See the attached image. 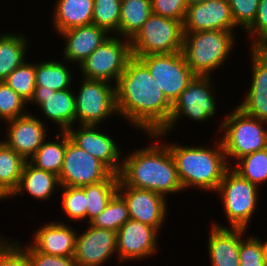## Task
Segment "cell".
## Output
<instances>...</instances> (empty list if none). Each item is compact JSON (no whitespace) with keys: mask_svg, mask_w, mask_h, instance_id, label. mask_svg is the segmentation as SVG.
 <instances>
[{"mask_svg":"<svg viewBox=\"0 0 267 266\" xmlns=\"http://www.w3.org/2000/svg\"><path fill=\"white\" fill-rule=\"evenodd\" d=\"M0 266H30L25 250L14 240L0 234Z\"/></svg>","mask_w":267,"mask_h":266,"instance_id":"39","label":"cell"},{"mask_svg":"<svg viewBox=\"0 0 267 266\" xmlns=\"http://www.w3.org/2000/svg\"><path fill=\"white\" fill-rule=\"evenodd\" d=\"M6 124V134L2 141L15 150L27 161L35 154L42 143L50 137L48 135V123L35 116L34 113H28L24 116L4 122ZM47 125V126H46Z\"/></svg>","mask_w":267,"mask_h":266,"instance_id":"17","label":"cell"},{"mask_svg":"<svg viewBox=\"0 0 267 266\" xmlns=\"http://www.w3.org/2000/svg\"><path fill=\"white\" fill-rule=\"evenodd\" d=\"M131 57L130 40L110 35L77 69L81 78L116 84Z\"/></svg>","mask_w":267,"mask_h":266,"instance_id":"9","label":"cell"},{"mask_svg":"<svg viewBox=\"0 0 267 266\" xmlns=\"http://www.w3.org/2000/svg\"><path fill=\"white\" fill-rule=\"evenodd\" d=\"M257 238L260 240L263 249L265 266H267V239L264 241L261 237L259 238V236Z\"/></svg>","mask_w":267,"mask_h":266,"instance_id":"44","label":"cell"},{"mask_svg":"<svg viewBox=\"0 0 267 266\" xmlns=\"http://www.w3.org/2000/svg\"><path fill=\"white\" fill-rule=\"evenodd\" d=\"M137 58L147 66L151 76L172 105L196 76L186 63L182 51L150 54Z\"/></svg>","mask_w":267,"mask_h":266,"instance_id":"11","label":"cell"},{"mask_svg":"<svg viewBox=\"0 0 267 266\" xmlns=\"http://www.w3.org/2000/svg\"><path fill=\"white\" fill-rule=\"evenodd\" d=\"M237 28L228 0H208L190 5L183 22L184 32L225 30L236 34Z\"/></svg>","mask_w":267,"mask_h":266,"instance_id":"20","label":"cell"},{"mask_svg":"<svg viewBox=\"0 0 267 266\" xmlns=\"http://www.w3.org/2000/svg\"><path fill=\"white\" fill-rule=\"evenodd\" d=\"M205 1H208V0H187V5L188 6H190V5H196V4L203 3Z\"/></svg>","mask_w":267,"mask_h":266,"instance_id":"45","label":"cell"},{"mask_svg":"<svg viewBox=\"0 0 267 266\" xmlns=\"http://www.w3.org/2000/svg\"><path fill=\"white\" fill-rule=\"evenodd\" d=\"M53 60H41L35 63L36 87L51 88L55 91L70 89L74 83V72L69 62L59 58ZM67 63V64H66ZM71 69V70H70ZM73 74V75H72Z\"/></svg>","mask_w":267,"mask_h":266,"instance_id":"27","label":"cell"},{"mask_svg":"<svg viewBox=\"0 0 267 266\" xmlns=\"http://www.w3.org/2000/svg\"><path fill=\"white\" fill-rule=\"evenodd\" d=\"M19 96L29 102L34 94L35 84V63L27 60L13 70L4 80Z\"/></svg>","mask_w":267,"mask_h":266,"instance_id":"36","label":"cell"},{"mask_svg":"<svg viewBox=\"0 0 267 266\" xmlns=\"http://www.w3.org/2000/svg\"><path fill=\"white\" fill-rule=\"evenodd\" d=\"M30 39L22 32H2L0 34V81L27 60ZM27 53V54H26Z\"/></svg>","mask_w":267,"mask_h":266,"instance_id":"26","label":"cell"},{"mask_svg":"<svg viewBox=\"0 0 267 266\" xmlns=\"http://www.w3.org/2000/svg\"><path fill=\"white\" fill-rule=\"evenodd\" d=\"M249 48H264L267 51V0H260L253 24L245 31Z\"/></svg>","mask_w":267,"mask_h":266,"instance_id":"38","label":"cell"},{"mask_svg":"<svg viewBox=\"0 0 267 266\" xmlns=\"http://www.w3.org/2000/svg\"><path fill=\"white\" fill-rule=\"evenodd\" d=\"M129 219L127 203L117 192L110 199L105 210L97 215L89 224L117 232Z\"/></svg>","mask_w":267,"mask_h":266,"instance_id":"33","label":"cell"},{"mask_svg":"<svg viewBox=\"0 0 267 266\" xmlns=\"http://www.w3.org/2000/svg\"><path fill=\"white\" fill-rule=\"evenodd\" d=\"M77 231L74 260L78 266H104L113 255L117 258V232L87 224ZM106 262V263H105ZM104 264V265H103Z\"/></svg>","mask_w":267,"mask_h":266,"instance_id":"16","label":"cell"},{"mask_svg":"<svg viewBox=\"0 0 267 266\" xmlns=\"http://www.w3.org/2000/svg\"><path fill=\"white\" fill-rule=\"evenodd\" d=\"M117 192L124 198L128 207L129 218L155 227L162 232L167 218V198L161 194L127 186L120 178Z\"/></svg>","mask_w":267,"mask_h":266,"instance_id":"15","label":"cell"},{"mask_svg":"<svg viewBox=\"0 0 267 266\" xmlns=\"http://www.w3.org/2000/svg\"><path fill=\"white\" fill-rule=\"evenodd\" d=\"M144 135L151 142L123 155L119 178L127 186L153 191L165 198L184 192L166 143L156 133Z\"/></svg>","mask_w":267,"mask_h":266,"instance_id":"2","label":"cell"},{"mask_svg":"<svg viewBox=\"0 0 267 266\" xmlns=\"http://www.w3.org/2000/svg\"><path fill=\"white\" fill-rule=\"evenodd\" d=\"M55 138L52 141L47 138L28 161L39 169L59 176L66 152V131L56 133Z\"/></svg>","mask_w":267,"mask_h":266,"instance_id":"28","label":"cell"},{"mask_svg":"<svg viewBox=\"0 0 267 266\" xmlns=\"http://www.w3.org/2000/svg\"><path fill=\"white\" fill-rule=\"evenodd\" d=\"M236 35L225 30L184 32L182 53L186 63L196 75L213 76L230 56L233 58Z\"/></svg>","mask_w":267,"mask_h":266,"instance_id":"4","label":"cell"},{"mask_svg":"<svg viewBox=\"0 0 267 266\" xmlns=\"http://www.w3.org/2000/svg\"><path fill=\"white\" fill-rule=\"evenodd\" d=\"M112 174L104 163L74 144L66 132V152L58 176L60 186L83 187L102 182Z\"/></svg>","mask_w":267,"mask_h":266,"instance_id":"12","label":"cell"},{"mask_svg":"<svg viewBox=\"0 0 267 266\" xmlns=\"http://www.w3.org/2000/svg\"><path fill=\"white\" fill-rule=\"evenodd\" d=\"M259 191H261L259 187L241 177L230 167L215 192L217 195L220 194L228 225L222 222L218 224L215 220L211 223L218 227L248 229L258 209Z\"/></svg>","mask_w":267,"mask_h":266,"instance_id":"6","label":"cell"},{"mask_svg":"<svg viewBox=\"0 0 267 266\" xmlns=\"http://www.w3.org/2000/svg\"><path fill=\"white\" fill-rule=\"evenodd\" d=\"M60 187L59 177L56 174L39 169L27 161L17 188L7 199L20 197L19 195L27 193L28 196H32L42 203L52 199V196L60 191Z\"/></svg>","mask_w":267,"mask_h":266,"instance_id":"24","label":"cell"},{"mask_svg":"<svg viewBox=\"0 0 267 266\" xmlns=\"http://www.w3.org/2000/svg\"><path fill=\"white\" fill-rule=\"evenodd\" d=\"M7 200L1 193H0V202Z\"/></svg>","mask_w":267,"mask_h":266,"instance_id":"46","label":"cell"},{"mask_svg":"<svg viewBox=\"0 0 267 266\" xmlns=\"http://www.w3.org/2000/svg\"><path fill=\"white\" fill-rule=\"evenodd\" d=\"M65 222V223H64ZM77 229L66 221H49L33 231L30 243L39 251L48 255L73 257Z\"/></svg>","mask_w":267,"mask_h":266,"instance_id":"21","label":"cell"},{"mask_svg":"<svg viewBox=\"0 0 267 266\" xmlns=\"http://www.w3.org/2000/svg\"><path fill=\"white\" fill-rule=\"evenodd\" d=\"M220 122L215 136L219 135L230 167L243 156L267 147V122L245 114L237 105Z\"/></svg>","mask_w":267,"mask_h":266,"instance_id":"5","label":"cell"},{"mask_svg":"<svg viewBox=\"0 0 267 266\" xmlns=\"http://www.w3.org/2000/svg\"><path fill=\"white\" fill-rule=\"evenodd\" d=\"M159 236L155 227L129 219L117 231V262L124 264L152 258L160 251Z\"/></svg>","mask_w":267,"mask_h":266,"instance_id":"13","label":"cell"},{"mask_svg":"<svg viewBox=\"0 0 267 266\" xmlns=\"http://www.w3.org/2000/svg\"><path fill=\"white\" fill-rule=\"evenodd\" d=\"M102 130L100 126L74 125L66 132L74 144L104 163L114 174L119 175L123 151L117 144L118 141L115 142L117 139Z\"/></svg>","mask_w":267,"mask_h":266,"instance_id":"14","label":"cell"},{"mask_svg":"<svg viewBox=\"0 0 267 266\" xmlns=\"http://www.w3.org/2000/svg\"><path fill=\"white\" fill-rule=\"evenodd\" d=\"M187 0H151L152 13L184 22Z\"/></svg>","mask_w":267,"mask_h":266,"instance_id":"43","label":"cell"},{"mask_svg":"<svg viewBox=\"0 0 267 266\" xmlns=\"http://www.w3.org/2000/svg\"><path fill=\"white\" fill-rule=\"evenodd\" d=\"M115 94L118 117L142 134L161 132L168 125L172 104L139 58L128 60Z\"/></svg>","mask_w":267,"mask_h":266,"instance_id":"1","label":"cell"},{"mask_svg":"<svg viewBox=\"0 0 267 266\" xmlns=\"http://www.w3.org/2000/svg\"><path fill=\"white\" fill-rule=\"evenodd\" d=\"M151 14V0H121L118 36L131 40Z\"/></svg>","mask_w":267,"mask_h":266,"instance_id":"29","label":"cell"},{"mask_svg":"<svg viewBox=\"0 0 267 266\" xmlns=\"http://www.w3.org/2000/svg\"><path fill=\"white\" fill-rule=\"evenodd\" d=\"M118 183L119 175L113 173L102 182L82 187L87 203L86 224L105 210L110 199L117 193Z\"/></svg>","mask_w":267,"mask_h":266,"instance_id":"31","label":"cell"},{"mask_svg":"<svg viewBox=\"0 0 267 266\" xmlns=\"http://www.w3.org/2000/svg\"><path fill=\"white\" fill-rule=\"evenodd\" d=\"M209 226L206 240L209 266H240L239 247L247 229Z\"/></svg>","mask_w":267,"mask_h":266,"instance_id":"23","label":"cell"},{"mask_svg":"<svg viewBox=\"0 0 267 266\" xmlns=\"http://www.w3.org/2000/svg\"><path fill=\"white\" fill-rule=\"evenodd\" d=\"M239 259L240 266H265L263 249L257 236L249 235L247 232L241 239Z\"/></svg>","mask_w":267,"mask_h":266,"instance_id":"41","label":"cell"},{"mask_svg":"<svg viewBox=\"0 0 267 266\" xmlns=\"http://www.w3.org/2000/svg\"><path fill=\"white\" fill-rule=\"evenodd\" d=\"M168 146L175 161L179 181L183 190L200 189L215 193L225 172L230 168L220 138L213 136V144L203 146L183 145L179 142H166L170 134L156 133ZM209 146V147H208Z\"/></svg>","mask_w":267,"mask_h":266,"instance_id":"3","label":"cell"},{"mask_svg":"<svg viewBox=\"0 0 267 266\" xmlns=\"http://www.w3.org/2000/svg\"><path fill=\"white\" fill-rule=\"evenodd\" d=\"M26 162L0 138V193L6 199L17 188Z\"/></svg>","mask_w":267,"mask_h":266,"instance_id":"30","label":"cell"},{"mask_svg":"<svg viewBox=\"0 0 267 266\" xmlns=\"http://www.w3.org/2000/svg\"><path fill=\"white\" fill-rule=\"evenodd\" d=\"M58 193L62 194L60 198L61 210L65 213L68 221L72 220L77 223L82 220L86 224L87 203L84 189L82 187L61 186Z\"/></svg>","mask_w":267,"mask_h":266,"instance_id":"34","label":"cell"},{"mask_svg":"<svg viewBox=\"0 0 267 266\" xmlns=\"http://www.w3.org/2000/svg\"><path fill=\"white\" fill-rule=\"evenodd\" d=\"M231 168L261 189L267 183V147L243 156Z\"/></svg>","mask_w":267,"mask_h":266,"instance_id":"32","label":"cell"},{"mask_svg":"<svg viewBox=\"0 0 267 266\" xmlns=\"http://www.w3.org/2000/svg\"><path fill=\"white\" fill-rule=\"evenodd\" d=\"M52 12V28L60 32L92 24L94 0H55Z\"/></svg>","mask_w":267,"mask_h":266,"instance_id":"25","label":"cell"},{"mask_svg":"<svg viewBox=\"0 0 267 266\" xmlns=\"http://www.w3.org/2000/svg\"><path fill=\"white\" fill-rule=\"evenodd\" d=\"M213 76L196 75L186 89H184L172 105L168 125L161 131L171 133L177 127L180 119H191L195 123H205L218 114L219 105ZM217 97V98H215ZM218 106V107H217Z\"/></svg>","mask_w":267,"mask_h":266,"instance_id":"7","label":"cell"},{"mask_svg":"<svg viewBox=\"0 0 267 266\" xmlns=\"http://www.w3.org/2000/svg\"><path fill=\"white\" fill-rule=\"evenodd\" d=\"M37 106L44 120L58 126V131H67L76 125V106L74 87L61 91L51 88L35 87L28 106ZM40 108V109H39ZM51 121V122H50Z\"/></svg>","mask_w":267,"mask_h":266,"instance_id":"18","label":"cell"},{"mask_svg":"<svg viewBox=\"0 0 267 266\" xmlns=\"http://www.w3.org/2000/svg\"><path fill=\"white\" fill-rule=\"evenodd\" d=\"M60 35L65 40L61 58L78 66L110 36L104 28L94 24L75 27L57 36Z\"/></svg>","mask_w":267,"mask_h":266,"instance_id":"22","label":"cell"},{"mask_svg":"<svg viewBox=\"0 0 267 266\" xmlns=\"http://www.w3.org/2000/svg\"><path fill=\"white\" fill-rule=\"evenodd\" d=\"M183 22L151 14L130 40L133 57L182 51Z\"/></svg>","mask_w":267,"mask_h":266,"instance_id":"8","label":"cell"},{"mask_svg":"<svg viewBox=\"0 0 267 266\" xmlns=\"http://www.w3.org/2000/svg\"><path fill=\"white\" fill-rule=\"evenodd\" d=\"M77 89H74L76 125L101 126L109 118L118 116L115 84L82 78Z\"/></svg>","mask_w":267,"mask_h":266,"instance_id":"10","label":"cell"},{"mask_svg":"<svg viewBox=\"0 0 267 266\" xmlns=\"http://www.w3.org/2000/svg\"><path fill=\"white\" fill-rule=\"evenodd\" d=\"M251 80L245 98L237 104L245 114L267 122V51L264 48H251ZM251 52V53H250Z\"/></svg>","mask_w":267,"mask_h":266,"instance_id":"19","label":"cell"},{"mask_svg":"<svg viewBox=\"0 0 267 266\" xmlns=\"http://www.w3.org/2000/svg\"><path fill=\"white\" fill-rule=\"evenodd\" d=\"M28 102L19 96L11 87L0 81V121L6 122L30 112Z\"/></svg>","mask_w":267,"mask_h":266,"instance_id":"37","label":"cell"},{"mask_svg":"<svg viewBox=\"0 0 267 266\" xmlns=\"http://www.w3.org/2000/svg\"><path fill=\"white\" fill-rule=\"evenodd\" d=\"M260 0H228L235 25L246 31L255 21Z\"/></svg>","mask_w":267,"mask_h":266,"instance_id":"40","label":"cell"},{"mask_svg":"<svg viewBox=\"0 0 267 266\" xmlns=\"http://www.w3.org/2000/svg\"><path fill=\"white\" fill-rule=\"evenodd\" d=\"M121 0H94L92 24L118 36Z\"/></svg>","mask_w":267,"mask_h":266,"instance_id":"35","label":"cell"},{"mask_svg":"<svg viewBox=\"0 0 267 266\" xmlns=\"http://www.w3.org/2000/svg\"><path fill=\"white\" fill-rule=\"evenodd\" d=\"M26 252L30 266H78L73 257H60L39 252L31 243L14 239Z\"/></svg>","mask_w":267,"mask_h":266,"instance_id":"42","label":"cell"}]
</instances>
